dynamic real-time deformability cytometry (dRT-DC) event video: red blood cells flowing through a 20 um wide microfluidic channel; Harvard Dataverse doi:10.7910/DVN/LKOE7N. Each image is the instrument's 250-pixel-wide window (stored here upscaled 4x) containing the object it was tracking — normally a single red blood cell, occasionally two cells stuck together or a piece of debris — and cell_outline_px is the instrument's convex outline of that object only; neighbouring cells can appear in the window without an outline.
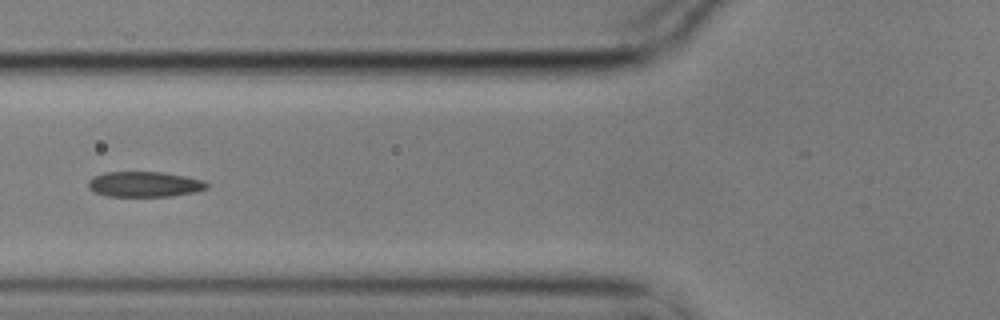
{"species": "common noctule bat (a hibernating species)", "species_latin": "Nyctalus noctula", "temperature_condition": "cold", "stored_images_in_passage": 10, "camera_frame_rate_fps": 3000, "um_per_image_px": 0.085, "animal": {"sex": "male", "body_mass_g": 17.9}, "frame": {"image": 1, "passage_image": 5, "time_ms": 1.333, "image_size_px": [1000, 320], "cell_outline_px": [[208, 188], [196, 192], [172, 196], [108, 196], [92, 192], [88, 188], [88, 180], [92, 176], [104, 172], [160, 172], [184, 176], [204, 180], [208, 184]], "centroid_in_image_um": [12.25, 15.66], "position_along_channel_um": 113.6, "area_um2": 17.69}}
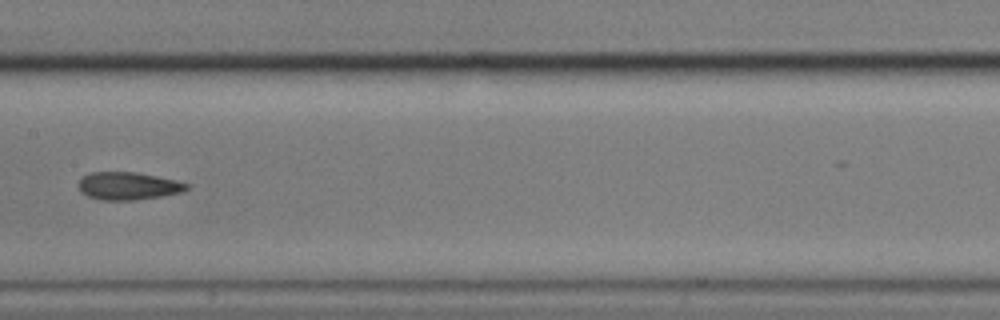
{"frame": {"image": 2, "passage_image": 7, "time_ms": 2.0, "image_size_px": [1000, 320], "cell_outline_px": [[188, 188], [184, 192], [164, 196], [136, 200], [100, 200], [88, 196], [80, 192], [76, 184], [88, 172], [136, 172], [176, 180], [188, 184]], "centroid_in_image_um": [10.88, 15.81], "position_along_channel_um": 196.5, "area_um2": 17.69}}
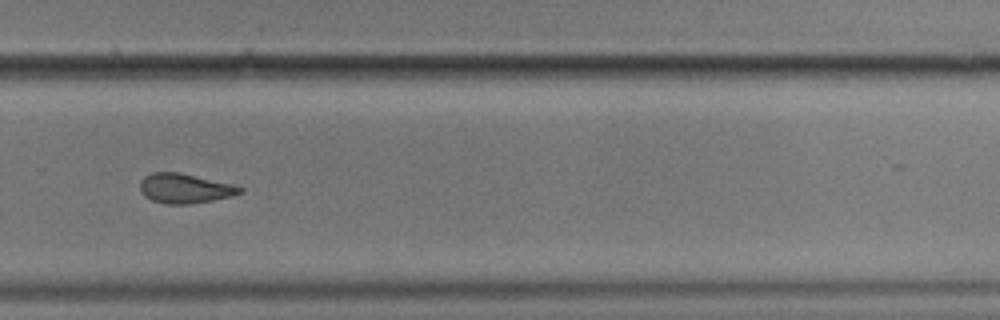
{"frame": {"image": 3, "passage_image": 10, "time_ms": 3.0, "image_size_px": [1000, 320], "cell_outline_px": [[244, 192], [232, 196], [212, 200], [188, 204], [164, 204], [152, 200], [144, 196], [140, 192], [140, 180], [144, 176], [152, 172], [180, 172], [232, 184], [244, 188]], "centroid_in_image_um": [15.69, 16.01], "position_along_channel_um": 314.1, "area_um2": 17.4}}